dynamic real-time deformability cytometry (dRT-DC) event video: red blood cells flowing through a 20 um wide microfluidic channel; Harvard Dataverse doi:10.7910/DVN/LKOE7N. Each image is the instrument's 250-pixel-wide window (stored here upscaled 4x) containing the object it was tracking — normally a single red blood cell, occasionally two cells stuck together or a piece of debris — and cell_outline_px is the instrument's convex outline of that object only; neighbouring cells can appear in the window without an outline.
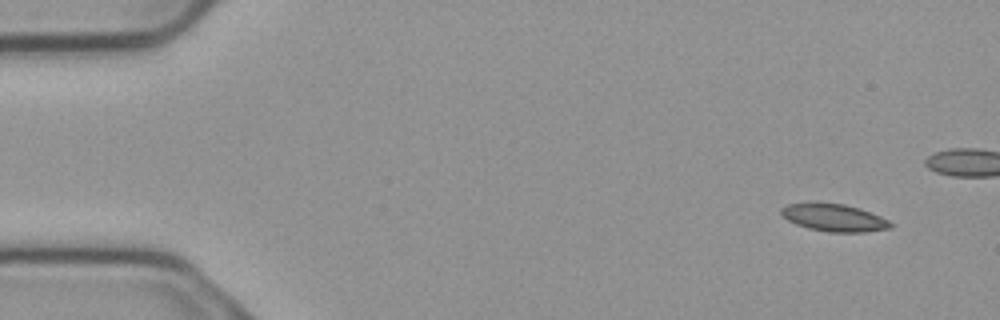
{"species": "common noctule bat (a hibernating species)", "species_latin": "Nyctalus noctula", "temperature_condition": "cold", "stored_images_in_passage": 7, "camera_frame_rate_fps": 3000, "um_per_image_px": 0.085, "animal": {"sex": "male", "body_mass_g": 23.1, "forearm_length_mm": 52.7}, "frame": {"image": 1, "passage_image": 1, "time_ms": 0.0, "image_size_px": [1000, 320], "cell_outline_px": [[892, 228], [864, 232], [828, 232], [808, 228], [796, 224], [788, 220], [780, 212], [780, 208], [788, 204], [816, 200], [844, 204], [860, 208], [880, 216], [888, 220], [892, 224]], "centroid_in_image_um": [70.85, 18.47], "position_along_channel_um": 14.1, "area_um2": 17.92}}
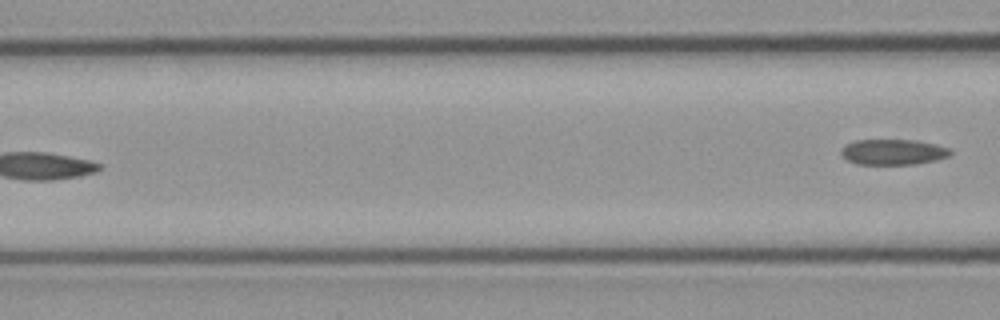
{"frame": {"image": 2, "passage_image": 7, "time_ms": 2.0, "image_size_px": [1000, 320], "cell_outline_px": [[952, 152], [948, 156], [936, 160], [916, 164], [856, 164], [840, 156], [840, 152], [848, 144], [856, 140], [912, 140], [936, 144], [948, 148]], "centroid_in_image_um": [75.91, 12.93], "position_along_channel_um": 90.7, "area_um2": 16.13}}